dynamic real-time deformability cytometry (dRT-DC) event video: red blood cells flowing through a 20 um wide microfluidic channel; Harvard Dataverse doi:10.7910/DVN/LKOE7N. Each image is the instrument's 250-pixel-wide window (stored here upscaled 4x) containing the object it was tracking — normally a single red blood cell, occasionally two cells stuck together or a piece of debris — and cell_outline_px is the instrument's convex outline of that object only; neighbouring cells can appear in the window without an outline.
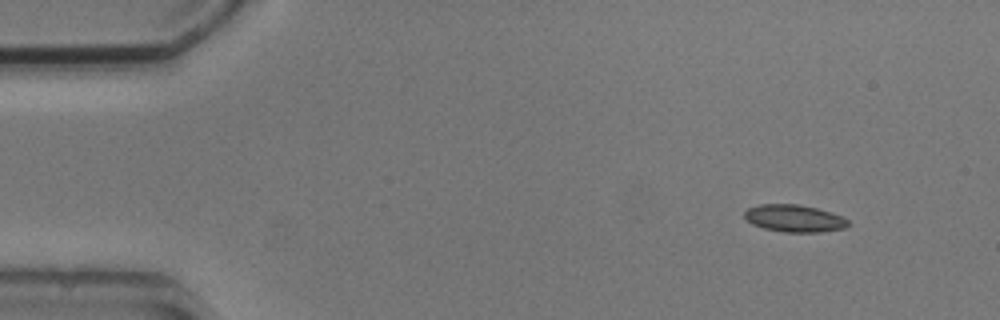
{"species": "common noctule bat (a hibernating species)", "species_latin": "Nyctalus noctula", "temperature_condition": "cold", "stored_images_in_passage": 5, "camera_frame_rate_fps": 3000, "um_per_image_px": 0.085, "animal": {"sex": "male", "body_mass_g": 20.5, "forearm_length_mm": 52.5}, "frame": {"image": 1, "passage_image": 1, "time_ms": 0.0, "image_size_px": [1000, 320], "cell_outline_px": [[852, 224], [844, 228], [820, 232], [784, 232], [764, 228], [752, 224], [744, 216], [744, 212], [748, 208], [760, 204], [800, 204], [832, 212], [844, 216]], "centroid_in_image_um": [67.56, 18.55], "position_along_channel_um": 17.4, "area_um2": 16.59}}
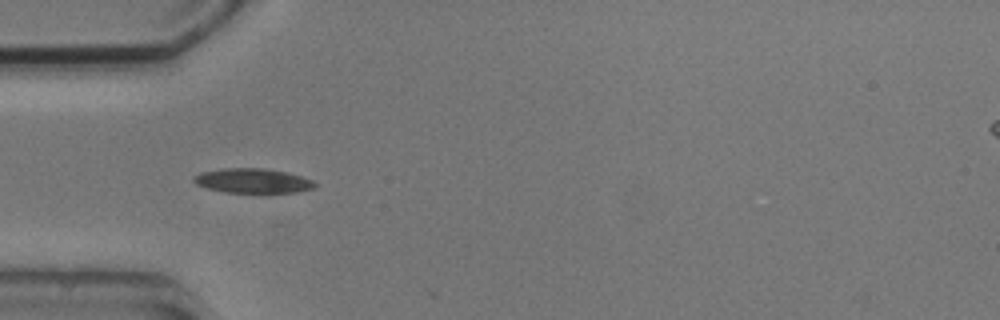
{"frame": {"image": 2, "passage_image": 4, "time_ms": 3.667, "image_size_px": [1000, 320], "cell_outline_px": [[316, 188], [296, 192], [224, 192], [208, 188], [196, 184], [192, 180], [192, 176], [200, 172], [224, 168], [264, 168], [288, 172], [312, 180], [316, 184]], "centroid_in_image_um": [21.46, 15.35], "position_along_channel_um": 63.5, "area_um2": 17.34}}